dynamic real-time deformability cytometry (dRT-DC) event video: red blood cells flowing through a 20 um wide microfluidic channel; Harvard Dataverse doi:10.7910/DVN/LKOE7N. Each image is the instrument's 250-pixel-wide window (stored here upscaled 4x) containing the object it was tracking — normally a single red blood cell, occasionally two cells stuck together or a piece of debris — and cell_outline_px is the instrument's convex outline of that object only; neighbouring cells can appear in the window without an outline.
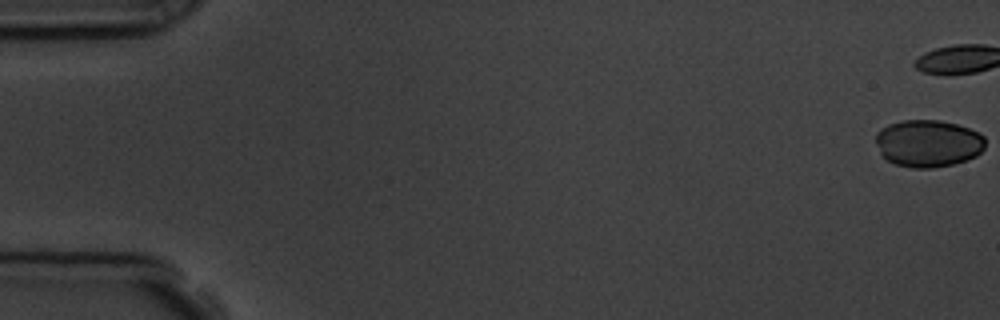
{"species": "common noctule bat (a hibernating species)", "species_latin": "Nyctalus noctula", "temperature_condition": "room temperature", "stored_images_in_passage": 7, "camera_frame_rate_fps": 3000, "um_per_image_px": 0.085, "animal": {"sex": "male", "body_mass_g": 19.5, "forearm_length_mm": 54.6}, "frame": {"image": 1, "passage_image": 1, "time_ms": 0.0, "image_size_px": [1000, 320], "cell_outline_px": [[984, 148], [976, 156], [952, 164], [932, 168], [912, 168], [896, 164], [888, 160], [880, 152], [876, 144], [876, 132], [880, 128], [888, 124], [900, 120], [940, 120], [956, 124], [980, 132], [984, 136]], "centroid_in_image_um": [78.87, 12.17], "position_along_channel_um": 6.1, "area_um2": 30.17}}
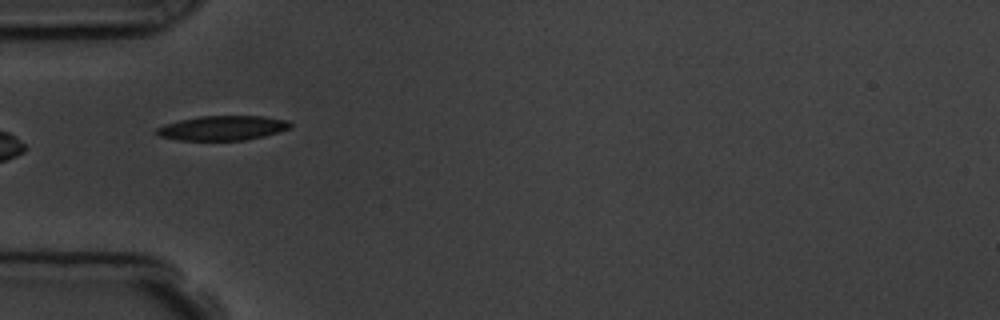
{"frame": {"image": 2, "passage_image": 5, "time_ms": 6.333, "image_size_px": [1000, 320], "cell_outline_px": [[292, 128], [264, 136], [244, 140], [176, 140], [160, 136], [156, 132], [156, 128], [164, 124], [180, 120], [200, 116], [264, 116], [288, 120], [292, 124]], "centroid_in_image_um": [18.94, 10.88], "position_along_channel_um": 66.1, "area_um2": 19.19}}